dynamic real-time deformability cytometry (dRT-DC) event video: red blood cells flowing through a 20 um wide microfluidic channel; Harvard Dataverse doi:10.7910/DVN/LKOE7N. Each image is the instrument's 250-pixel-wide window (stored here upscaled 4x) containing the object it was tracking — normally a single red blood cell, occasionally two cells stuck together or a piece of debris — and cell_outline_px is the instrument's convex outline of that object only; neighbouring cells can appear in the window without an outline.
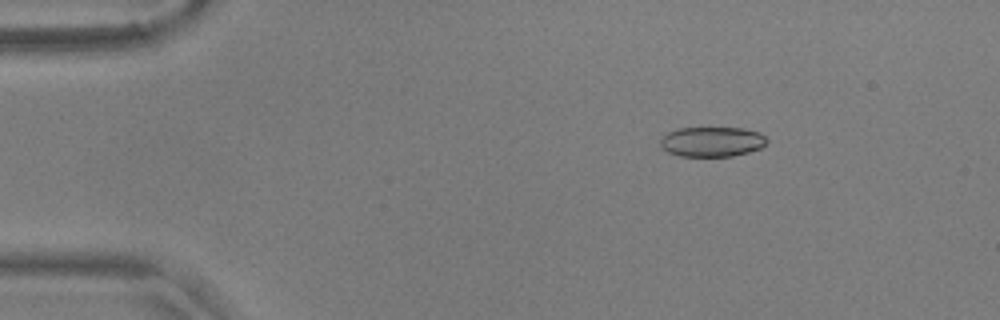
{"species": "common noctule bat (a hibernating species)", "species_latin": "Nyctalus noctula", "temperature_condition": "warm", "stored_images_in_passage": 56, "camera_frame_rate_fps": 3000, "um_per_image_px": 0.085, "animal": {"sex": "male", "body_mass_g": 17.9, "forearm_length_mm": 54.2}, "frame": {"image": 1, "passage_image": 9, "time_ms": 2.667, "image_size_px": [1000, 320], "cell_outline_px": [[768, 140], [760, 148], [748, 152], [732, 156], [680, 156], [668, 152], [660, 144], [660, 140], [668, 132], [680, 128], [744, 128], [760, 132]], "centroid_in_image_um": [60.53, 12.04], "position_along_channel_um": 24.5, "area_um2": 18.44}}
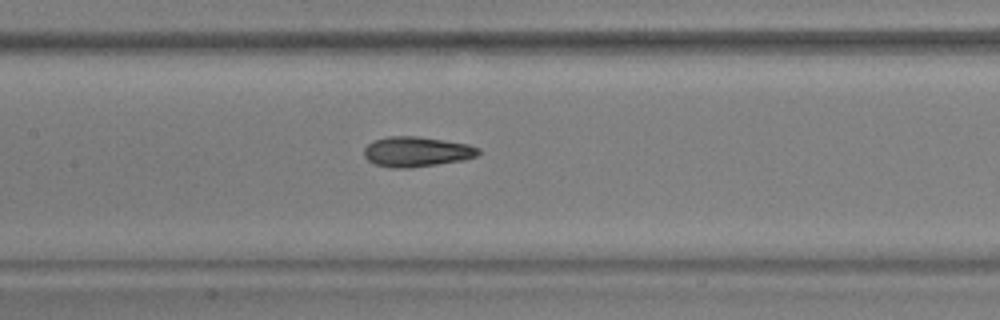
{"frame": {"image": 2, "passage_image": 27, "time_ms": 8.667, "image_size_px": [1000, 320], "cell_outline_px": [[480, 152], [476, 156], [464, 160], [408, 168], [392, 168], [376, 164], [368, 160], [364, 156], [364, 148], [372, 140], [388, 136], [416, 136], [468, 144], [480, 148]], "centroid_in_image_um": [35.39, 12.89], "position_along_channel_um": 172.0, "area_um2": 20.0}}
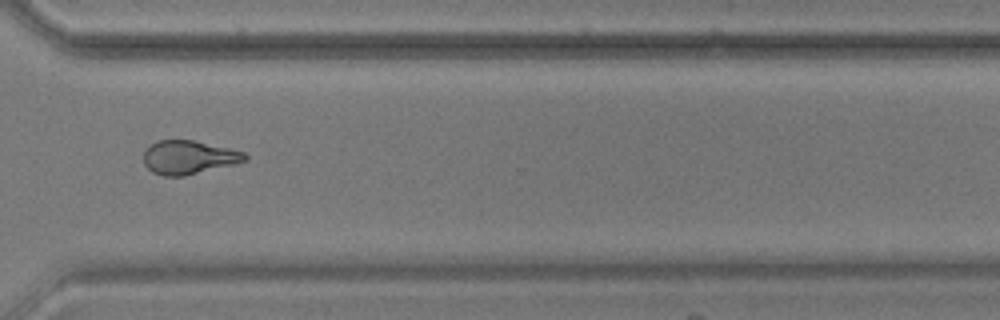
{"frame": {"image": 3, "passage_image": 42, "time_ms": 13.667, "image_size_px": [1000, 320], "cell_outline_px": [[248, 160], [184, 176], [164, 176], [152, 172], [144, 164], [144, 152], [152, 144], [160, 140], [192, 140], [228, 148], [244, 152], [248, 156]], "centroid_in_image_um": [16.03, 13.38], "position_along_channel_um": 354.6, "area_um2": 19.54}, "authors_computed_cell_mechanics": {"area_um2": 19.9121, "velocity_mm_per_s": 3.6628, "shape_relaxation_time_tau1_ms": 8.1961, "shape_relaxation_time_tau2_ms": 2.7494, "deformation_change_tau1": 0.1994, "deformation_change_tau2": 0.1063}}